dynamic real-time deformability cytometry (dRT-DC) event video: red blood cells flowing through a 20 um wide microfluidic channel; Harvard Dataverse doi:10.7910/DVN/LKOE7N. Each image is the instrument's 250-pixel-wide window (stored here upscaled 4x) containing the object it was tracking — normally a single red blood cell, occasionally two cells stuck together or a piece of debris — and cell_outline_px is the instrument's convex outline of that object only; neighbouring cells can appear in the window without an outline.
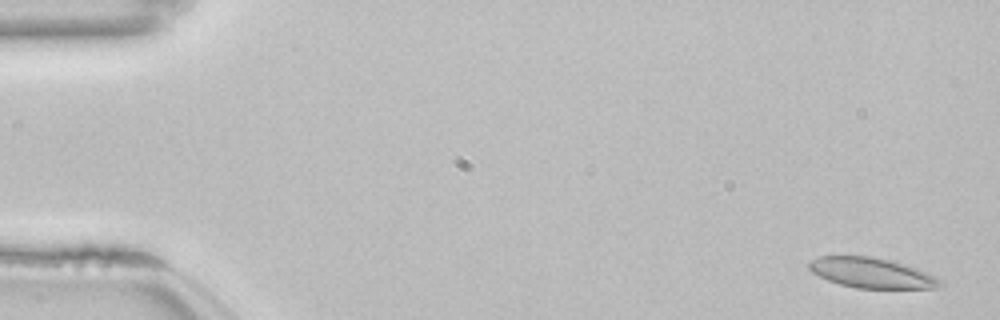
{"species": "common noctule bat (a hibernating species)", "species_latin": "Nyctalus noctula", "temperature_condition": "room temperature", "stored_images_in_passage": 53, "camera_frame_rate_fps": 3000, "um_per_image_px": 0.085, "animal": {"sex": "female", "body_mass_g": 22.7, "forearm_length_mm": 54.2}, "frame": {"image": 1, "passage_image": 2, "time_ms": 0.333, "image_size_px": [1000, 320], "cell_outline_px": [[944, 284], [936, 288], [856, 288], [840, 284], [828, 280], [812, 272], [808, 268], [808, 264], [812, 260], [820, 256], [872, 256], [904, 264], [936, 276], [944, 280]], "centroid_in_image_um": [74.11, 23.2], "position_along_channel_um": 10.9, "area_um2": 22.95}}
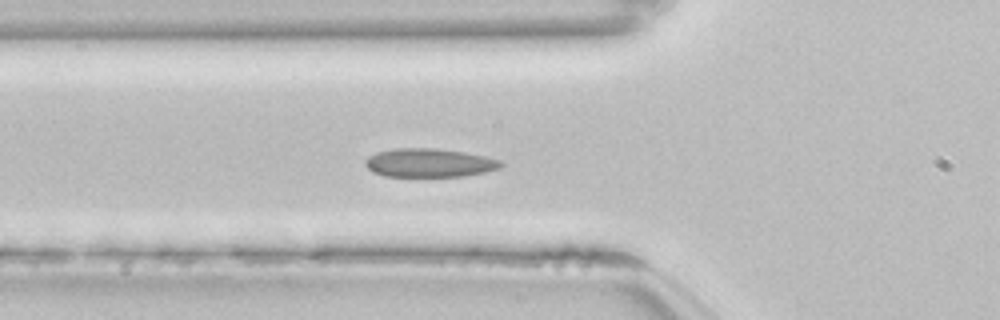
{"frame": {"image": 2, "passage_image": 19, "time_ms": 6.0, "image_size_px": [1000, 320], "cell_outline_px": [[504, 164], [500, 168], [484, 172], [464, 176], [384, 176], [372, 172], [364, 164], [364, 160], [368, 156], [376, 152], [396, 148], [436, 148], [464, 152], [484, 156], [500, 160]], "centroid_in_image_um": [36.46, 13.83], "position_along_channel_um": 89.3, "area_um2": 22.66}}
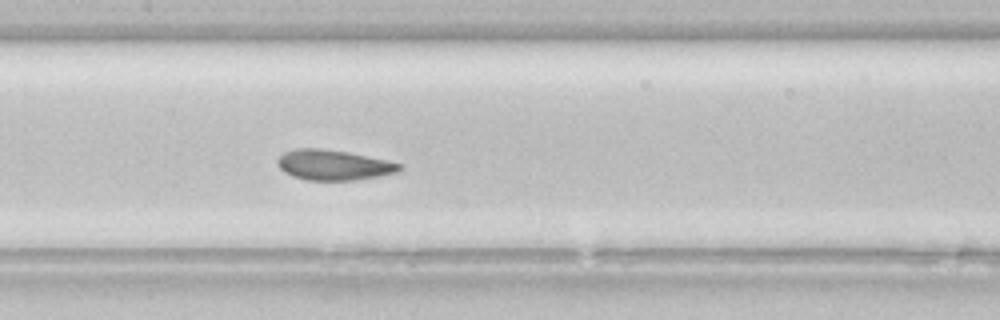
{"frame": {"image": 3, "passage_image": 26, "time_ms": 8.333, "image_size_px": [1000, 320], "cell_outline_px": [[404, 168], [400, 172], [352, 180], [308, 180], [292, 176], [284, 172], [280, 168], [276, 160], [284, 152], [296, 148], [320, 148], [348, 152], [388, 160], [404, 164]], "centroid_in_image_um": [28.38, 14.01], "position_along_channel_um": 179.0, "area_um2": 21.62}, "authors_computed_cell_mechanics": {"area_um2": 22.9466, "velocity_mm_per_s": 3.8178, "shape_relaxation_time_tau1_ms": 6.2458, "shape_relaxation_time_tau2_ms": 1.431, "deformation_change_tau1": 0.1396, "deformation_change_tau2": 0.0711}}